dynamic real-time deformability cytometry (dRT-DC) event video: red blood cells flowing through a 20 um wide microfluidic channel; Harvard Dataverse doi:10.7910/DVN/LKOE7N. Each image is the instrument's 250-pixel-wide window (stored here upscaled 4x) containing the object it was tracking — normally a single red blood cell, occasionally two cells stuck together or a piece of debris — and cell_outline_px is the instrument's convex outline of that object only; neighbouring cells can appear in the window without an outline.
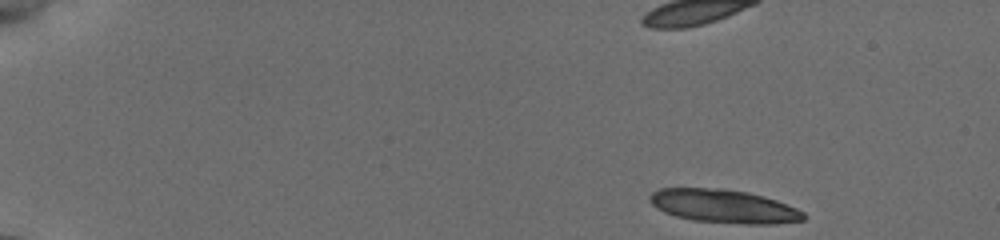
{"species": "common noctule bat (a hibernating species)", "species_latin": "Nyctalus noctula", "temperature_condition": "cold", "stored_images_in_passage": 18, "camera_frame_rate_fps": 3000, "um_per_image_px": 0.085, "animal": {"sex": "female", "body_mass_g": 19.5, "forearm_length_mm": 54.1}, "frame": {"image": 1, "passage_image": 1, "time_ms": 0.0, "image_size_px": [1000, 240], "cell_outline_px": [[808, 216], [804, 220], [776, 224], [744, 224], [692, 220], [676, 216], [664, 212], [656, 208], [648, 200], [648, 196], [652, 192], [660, 188], [724, 188], [748, 192], [764, 196], [776, 200], [796, 208], [804, 212]], "centroid_in_image_um": [61.52, 17.53], "position_along_channel_um": 23.5, "area_um2": 30.23}}
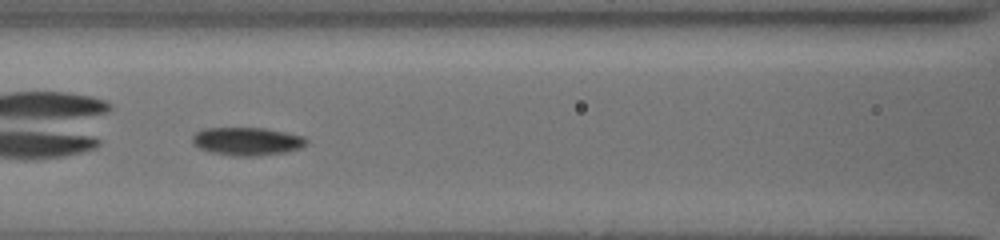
{"frame": {"image": 2, "passage_image": 8, "time_ms": 6.667, "image_size_px": [1000, 240], "cell_outline_px": [[308, 144], [300, 148], [288, 152], [252, 156], [232, 156], [212, 152], [200, 148], [192, 144], [192, 136], [196, 132], [204, 128], [264, 128], [304, 136], [308, 140]], "centroid_in_image_um": [21.01, 12.01], "position_along_channel_um": 145.6, "area_um2": 18.73}}
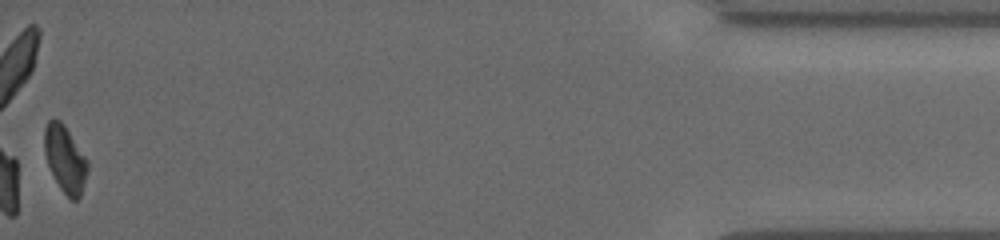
{"frame": {"image": 3, "passage_image": 18, "time_ms": 16.0, "image_size_px": [1000, 240], "cell_outline_px": [[88, 168], [80, 196], [76, 200], [72, 200], [60, 188], [48, 164], [44, 152], [44, 128], [48, 120], [60, 120], [64, 124], [88, 160]], "centroid_in_image_um": [5.53, 13.48], "position_along_channel_um": 429.7, "area_um2": 16.53}, "authors_computed_cell_mechanics": {"area_um2": 18.5538, "velocity_mm_per_s": 3.8409, "shape_relaxation_time_tau1_ms": 1.6068, "shape_relaxation_time_tau2_ms": 5.5525, "deformation_change_tau1": 0.0467, "deformation_change_tau2": 0.0784}}